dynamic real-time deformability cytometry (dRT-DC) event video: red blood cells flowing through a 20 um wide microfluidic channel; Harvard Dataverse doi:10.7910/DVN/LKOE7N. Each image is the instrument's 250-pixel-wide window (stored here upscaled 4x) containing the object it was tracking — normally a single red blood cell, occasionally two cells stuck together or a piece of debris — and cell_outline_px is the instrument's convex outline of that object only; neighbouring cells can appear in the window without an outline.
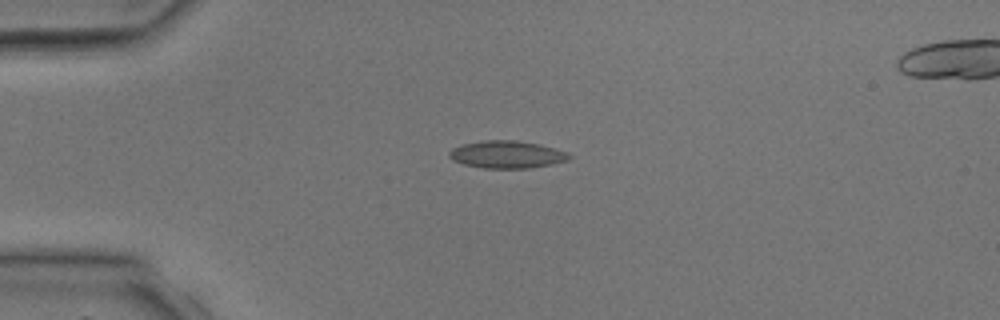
{"species": "common noctule bat (a hibernating species)", "species_latin": "Nyctalus noctula", "temperature_condition": "room temperature", "stored_images_in_passage": 4, "camera_frame_rate_fps": 3000, "um_per_image_px": 0.085, "animal": {"sex": "male", "body_mass_g": 17.9, "forearm_length_mm": 54.2}, "frame": {"image": 1, "passage_image": 3, "time_ms": 2.0, "image_size_px": [1000, 320], "cell_outline_px": [[572, 156], [568, 160], [552, 164], [528, 168], [484, 168], [464, 164], [452, 160], [448, 156], [448, 152], [452, 148], [460, 144], [484, 140], [516, 140], [536, 144], [568, 152]], "centroid_in_image_um": [43.04, 13.13], "position_along_channel_um": 42.0, "area_um2": 19.13}}